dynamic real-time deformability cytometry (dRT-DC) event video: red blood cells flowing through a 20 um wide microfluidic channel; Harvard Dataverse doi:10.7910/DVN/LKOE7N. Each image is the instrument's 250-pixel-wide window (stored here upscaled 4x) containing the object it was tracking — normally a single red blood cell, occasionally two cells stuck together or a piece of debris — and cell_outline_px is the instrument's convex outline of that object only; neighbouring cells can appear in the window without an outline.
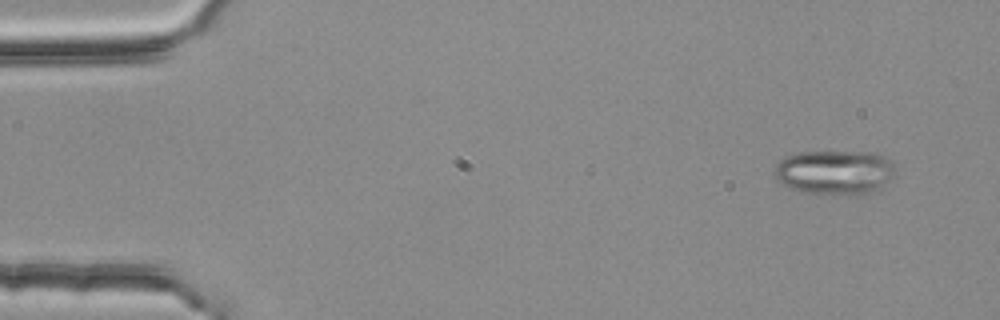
{"species": "common noctule bat (a hibernating species)", "species_latin": "Nyctalus noctula", "temperature_condition": "room temperature", "stored_images_in_passage": 4, "camera_frame_rate_fps": 3000, "um_per_image_px": 0.085, "animal": {"sex": "female", "body_mass_g": 25.1}, "frame": {"image": 1, "passage_image": 2, "time_ms": 0.333, "image_size_px": [1000, 320], "cell_outline_px": [[896, 168], [892, 176], [876, 192], [860, 196], [820, 196], [800, 192], [788, 188], [776, 180], [776, 164], [784, 156], [800, 152], [876, 152], [884, 156]], "centroid_in_image_um": [70.94, 14.7], "position_along_channel_um": 14.1, "area_um2": 32.31}}